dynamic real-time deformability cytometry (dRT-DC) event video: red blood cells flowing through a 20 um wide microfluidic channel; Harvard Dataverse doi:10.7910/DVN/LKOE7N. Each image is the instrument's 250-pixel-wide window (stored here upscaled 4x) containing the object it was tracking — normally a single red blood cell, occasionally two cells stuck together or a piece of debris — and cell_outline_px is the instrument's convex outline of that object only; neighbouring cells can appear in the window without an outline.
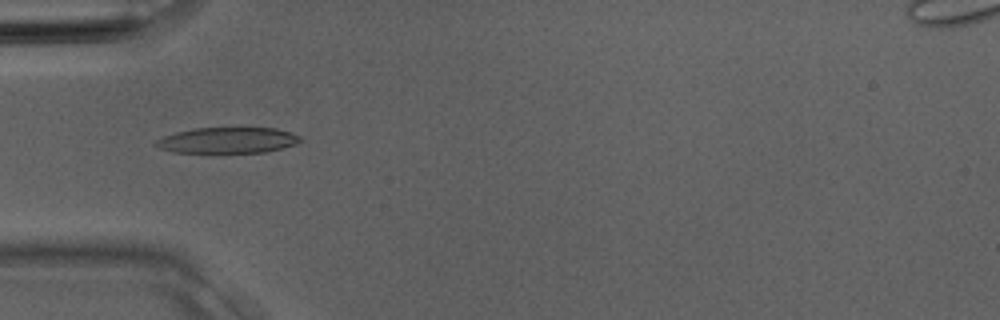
{"species": "Egyptian fruit bat (a non-hibernating species)", "species_latin": "Rousettus aegyptiacus", "temperature_condition": "room temperature", "stored_images_in_passage": 2, "camera_frame_rate_fps": 3000, "um_per_image_px": 0.085, "animal": {"sex": "male"}, "frame": {"image": 1, "passage_image": 1, "time_ms": 0.0, "image_size_px": [1000, 320], "cell_outline_px": [[304, 140], [296, 144], [264, 152], [172, 152], [160, 148], [152, 144], [156, 140], [164, 136], [176, 132], [196, 128], [276, 128], [300, 136]], "centroid_in_image_um": [19.34, 11.92], "position_along_channel_um": 65.7, "area_um2": 21.56}}